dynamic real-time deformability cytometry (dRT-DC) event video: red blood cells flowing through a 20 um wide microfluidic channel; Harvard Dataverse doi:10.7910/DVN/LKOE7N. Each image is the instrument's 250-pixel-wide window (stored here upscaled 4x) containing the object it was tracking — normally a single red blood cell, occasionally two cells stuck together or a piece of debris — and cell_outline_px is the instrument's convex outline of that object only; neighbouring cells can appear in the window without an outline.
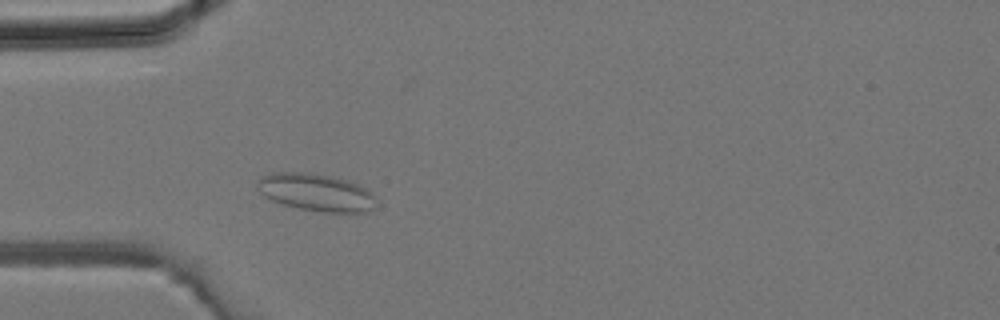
{"species": "common noctule bat (a hibernating species)", "species_latin": "Nyctalus noctula", "temperature_condition": "room temperature", "stored_images_in_passage": 33, "camera_frame_rate_fps": 3000, "um_per_image_px": 0.085, "animal": {"sex": "male", "body_mass_g": 19.2, "forearm_length_mm": 51.8}, "frame": {"image": 1, "passage_image": 6, "time_ms": 1.667, "image_size_px": [1000, 320], "cell_outline_px": [[376, 208], [364, 212], [324, 212], [300, 208], [284, 204], [272, 200], [264, 196], [260, 192], [256, 184], [260, 176], [272, 172], [308, 172], [328, 176], [344, 180], [356, 184], [372, 192]], "centroid_in_image_um": [26.83, 16.34], "position_along_channel_um": 58.2, "area_um2": 25.66}}
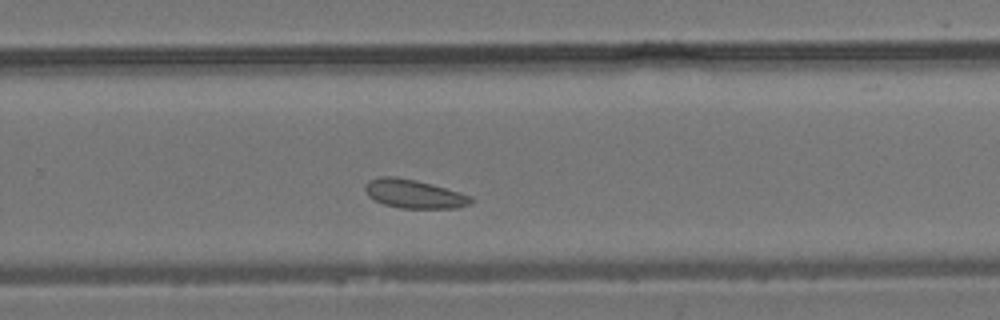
{"frame": {"image": 2, "passage_image": 20, "time_ms": 6.333, "image_size_px": [1000, 320], "cell_outline_px": [[472, 204], [456, 208], [400, 208], [384, 204], [368, 196], [364, 188], [364, 184], [368, 180], [380, 176], [396, 176], [416, 180], [432, 184], [460, 192], [472, 196]], "centroid_in_image_um": [35.18, 16.47], "position_along_channel_um": 294.6, "area_um2": 17.8}}
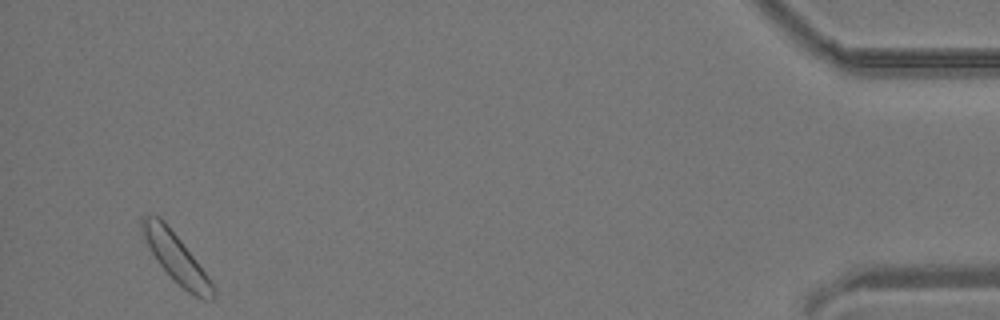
{"frame": {"image": 3, "passage_image": 32, "time_ms": 10.333, "image_size_px": [1000, 320], "cell_outline_px": [[216, 296], [212, 300], [204, 300], [188, 292], [156, 260], [144, 236], [140, 224], [140, 220], [144, 216], [156, 216], [164, 220], [196, 260], [216, 288]], "centroid_in_image_um": [15.01, 21.94], "position_along_channel_um": 420.2, "area_um2": 19.42}}